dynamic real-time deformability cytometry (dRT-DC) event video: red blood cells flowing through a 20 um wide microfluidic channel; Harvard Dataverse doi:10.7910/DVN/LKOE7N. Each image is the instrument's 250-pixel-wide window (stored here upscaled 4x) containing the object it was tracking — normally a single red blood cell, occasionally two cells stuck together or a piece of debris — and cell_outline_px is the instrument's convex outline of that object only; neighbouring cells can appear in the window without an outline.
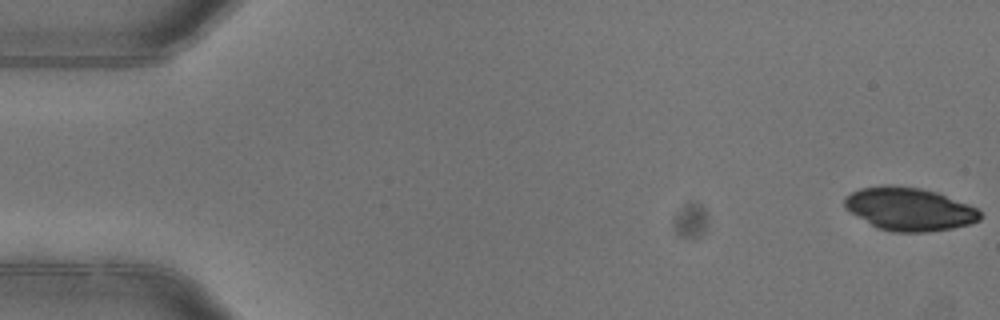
{"species": "common noctule bat (a hibernating species)", "species_latin": "Nyctalus noctula", "temperature_condition": "warm", "stored_images_in_passage": 4, "camera_frame_rate_fps": 3000, "um_per_image_px": 0.085, "animal": {"sex": "female"}, "frame": {"image": 1, "passage_image": 1, "time_ms": 0.0, "image_size_px": [1000, 320], "cell_outline_px": [[980, 220], [968, 224], [952, 228], [928, 232], [892, 232], [876, 228], [844, 208], [844, 196], [860, 188], [888, 184], [892, 184], [920, 188], [936, 192], [968, 204], [976, 208], [980, 212]], "centroid_in_image_um": [77.24, 17.77], "position_along_channel_um": 7.8, "area_um2": 34.1}}